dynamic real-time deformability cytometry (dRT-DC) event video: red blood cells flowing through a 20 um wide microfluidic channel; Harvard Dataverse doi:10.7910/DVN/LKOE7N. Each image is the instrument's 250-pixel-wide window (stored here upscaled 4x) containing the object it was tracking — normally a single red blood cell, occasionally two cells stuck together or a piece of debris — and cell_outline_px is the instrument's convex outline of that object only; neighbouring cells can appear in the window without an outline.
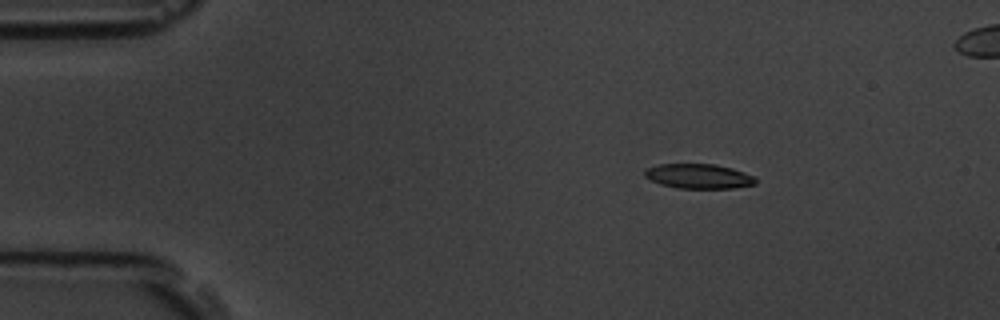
{"species": "common noctule bat (a hibernating species)", "species_latin": "Nyctalus noctula", "temperature_condition": "room temperature", "stored_images_in_passage": 4, "camera_frame_rate_fps": 3000, "um_per_image_px": 0.085, "animal": {"sex": "male", "body_mass_g": 19.5, "forearm_length_mm": 54.6}, "frame": {"image": 1, "passage_image": 1, "time_ms": 0.0, "image_size_px": [1000, 320], "cell_outline_px": [[756, 184], [732, 188], [680, 188], [660, 184], [644, 176], [644, 172], [648, 168], [656, 164], [712, 164], [732, 168], [756, 176]], "centroid_in_image_um": [59.41, 14.97], "position_along_channel_um": 25.6, "area_um2": 15.9}}